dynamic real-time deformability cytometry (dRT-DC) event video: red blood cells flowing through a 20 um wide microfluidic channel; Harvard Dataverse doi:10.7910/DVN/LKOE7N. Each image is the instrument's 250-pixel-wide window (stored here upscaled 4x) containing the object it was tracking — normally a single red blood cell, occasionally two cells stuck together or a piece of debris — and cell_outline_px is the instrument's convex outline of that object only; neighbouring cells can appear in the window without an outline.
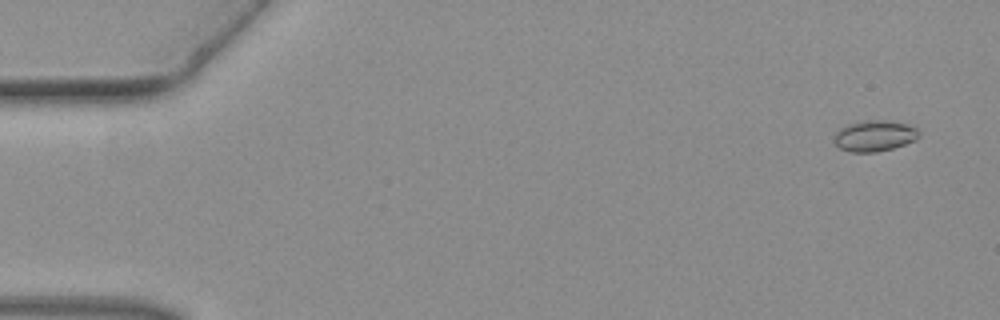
{"species": "common noctule bat (a hibernating species)", "species_latin": "Nyctalus noctula", "temperature_condition": "warm", "stored_images_in_passage": 10, "camera_frame_rate_fps": 3000, "um_per_image_px": 0.085, "animal": {"sex": "female", "body_mass_g": 19.3, "forearm_length_mm": 54.1}, "frame": {"image": 1, "passage_image": 1, "time_ms": 0.0, "image_size_px": [1000, 320], "cell_outline_px": [[920, 136], [916, 140], [892, 148], [876, 152], [852, 152], [840, 148], [832, 140], [832, 136], [840, 128], [848, 124], [864, 120], [884, 120], [904, 124], [916, 128], [920, 132]], "centroid_in_image_um": [74.3, 11.55], "position_along_channel_um": 10.7, "area_um2": 15.32}}